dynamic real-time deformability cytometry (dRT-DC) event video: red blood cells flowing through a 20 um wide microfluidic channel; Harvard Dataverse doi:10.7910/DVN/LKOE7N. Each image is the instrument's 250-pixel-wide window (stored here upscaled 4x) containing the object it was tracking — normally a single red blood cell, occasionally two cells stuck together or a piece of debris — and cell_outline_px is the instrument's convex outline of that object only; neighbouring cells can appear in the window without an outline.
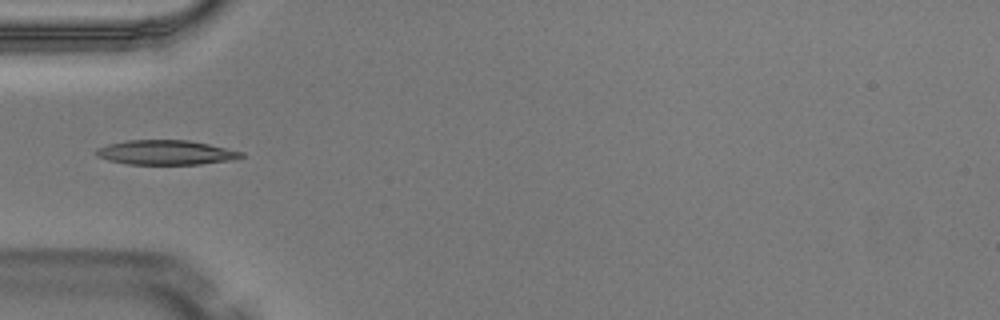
{"species": "Egyptian fruit bat (a non-hibernating species)", "species_latin": "Rousettus aegyptiacus", "temperature_condition": "warm", "stored_images_in_passage": 4, "camera_frame_rate_fps": 3000, "um_per_image_px": 0.085, "animal": {"sex": "male"}, "frame": {"image": 1, "passage_image": 4, "time_ms": 1.0, "image_size_px": [1000, 320], "cell_outline_px": [[244, 156], [232, 160], [200, 164], [128, 164], [108, 160], [96, 156], [96, 148], [108, 144], [128, 140], [188, 140], [208, 144], [244, 152]], "centroid_in_image_um": [14.09, 12.96], "position_along_channel_um": 70.9, "area_um2": 20.69}}